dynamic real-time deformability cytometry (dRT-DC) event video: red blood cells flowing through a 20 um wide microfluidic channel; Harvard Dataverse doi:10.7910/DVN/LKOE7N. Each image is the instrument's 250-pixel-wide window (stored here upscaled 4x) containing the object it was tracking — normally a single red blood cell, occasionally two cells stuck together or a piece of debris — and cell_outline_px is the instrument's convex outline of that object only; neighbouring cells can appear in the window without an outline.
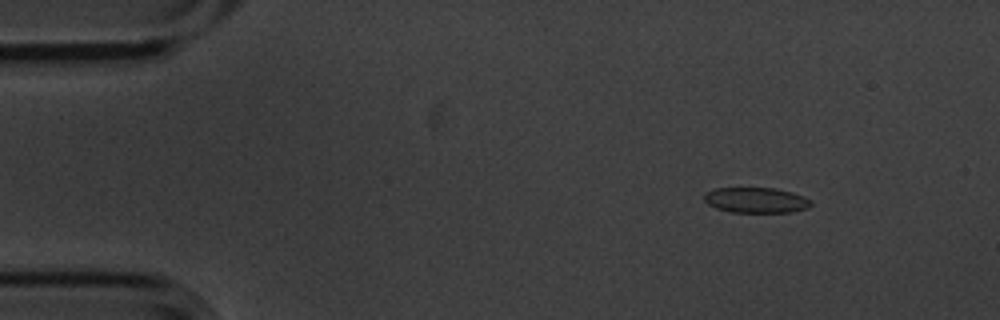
{"species": "common noctule bat (a hibernating species)", "species_latin": "Nyctalus noctula", "temperature_condition": "cold", "stored_images_in_passage": 4, "camera_frame_rate_fps": 3000, "um_per_image_px": 0.085, "animal": {"sex": "male", "body_mass_g": 20.1, "forearm_length_mm": 53.5}, "frame": {"image": 1, "passage_image": 2, "time_ms": 0.333, "image_size_px": [1000, 320], "cell_outline_px": [[812, 204], [808, 208], [792, 212], [732, 212], [716, 208], [708, 204], [704, 200], [704, 192], [716, 188], [776, 188], [792, 192], [804, 196]], "centroid_in_image_um": [64.25, 17.01], "position_along_channel_um": 20.8, "area_um2": 15.84}}